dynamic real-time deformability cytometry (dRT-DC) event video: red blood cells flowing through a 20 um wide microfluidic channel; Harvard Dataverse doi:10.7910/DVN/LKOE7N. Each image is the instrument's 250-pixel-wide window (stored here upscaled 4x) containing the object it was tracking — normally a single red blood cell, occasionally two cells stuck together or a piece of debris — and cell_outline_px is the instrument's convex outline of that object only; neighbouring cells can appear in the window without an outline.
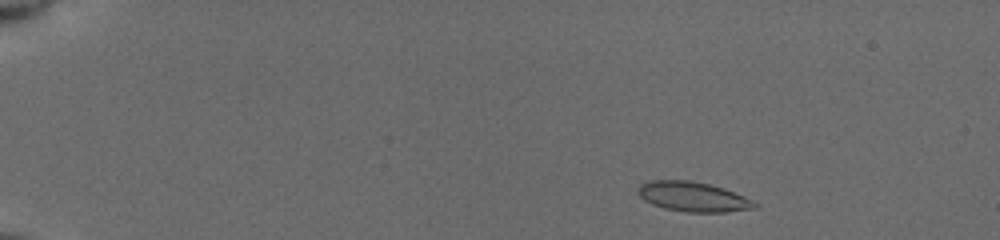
{"species": "common noctule bat (a hibernating species)", "species_latin": "Nyctalus noctula", "temperature_condition": "cold", "stored_images_in_passage": 33, "camera_frame_rate_fps": 3000, "um_per_image_px": 0.085, "animal": {"sex": "female", "body_mass_g": 19.5, "forearm_length_mm": 54.1}, "frame": {"image": 1, "passage_image": 3, "time_ms": 1.0, "image_size_px": [1000, 240], "cell_outline_px": [[760, 204], [756, 208], [724, 212], [684, 212], [664, 208], [652, 204], [644, 200], [636, 192], [636, 188], [640, 184], [648, 180], [688, 180], [708, 184], [724, 188], [744, 196]], "centroid_in_image_um": [58.88, 16.72], "position_along_channel_um": 26.1, "area_um2": 20.4}}
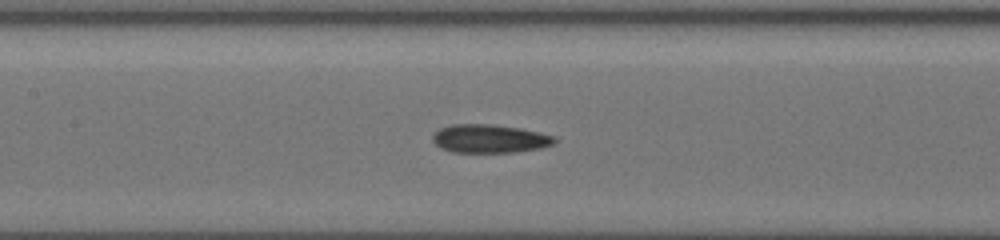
{"frame": {"image": 2, "passage_image": 16, "time_ms": 7.333, "image_size_px": [1000, 240], "cell_outline_px": [[556, 144], [540, 148], [516, 152], [452, 152], [440, 148], [432, 140], [432, 136], [440, 128], [452, 124], [492, 124], [520, 128], [556, 136]], "centroid_in_image_um": [41.64, 11.79], "position_along_channel_um": 165.8, "area_um2": 20.29}}
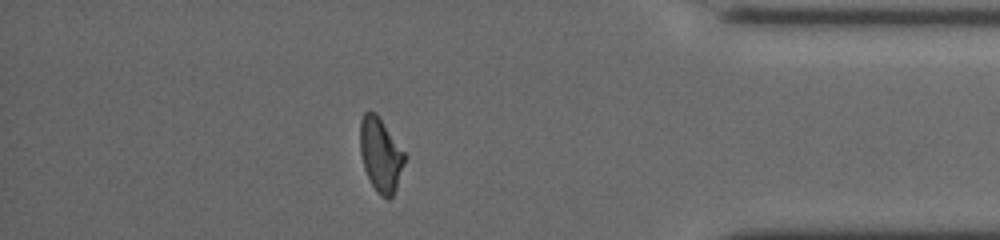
{"frame": {"image": 3, "passage_image": 29, "time_ms": 14.0, "image_size_px": [1000, 240], "cell_outline_px": [[408, 156], [396, 188], [392, 196], [388, 200], [380, 196], [372, 184], [364, 168], [360, 152], [360, 120], [364, 112], [376, 112]], "centroid_in_image_um": [32.37, 13.15], "position_along_channel_um": 402.8, "area_um2": 19.36}, "authors_computed_cell_mechanics": {"area_um2": 19.7098, "velocity_mm_per_s": 3.9277, "shape_relaxation_time_tau1_ms": null, "shape_relaxation_time_tau2_ms": 4.3496, "deformation_change_tau1": null, "deformation_change_tau2": 0.1246}}